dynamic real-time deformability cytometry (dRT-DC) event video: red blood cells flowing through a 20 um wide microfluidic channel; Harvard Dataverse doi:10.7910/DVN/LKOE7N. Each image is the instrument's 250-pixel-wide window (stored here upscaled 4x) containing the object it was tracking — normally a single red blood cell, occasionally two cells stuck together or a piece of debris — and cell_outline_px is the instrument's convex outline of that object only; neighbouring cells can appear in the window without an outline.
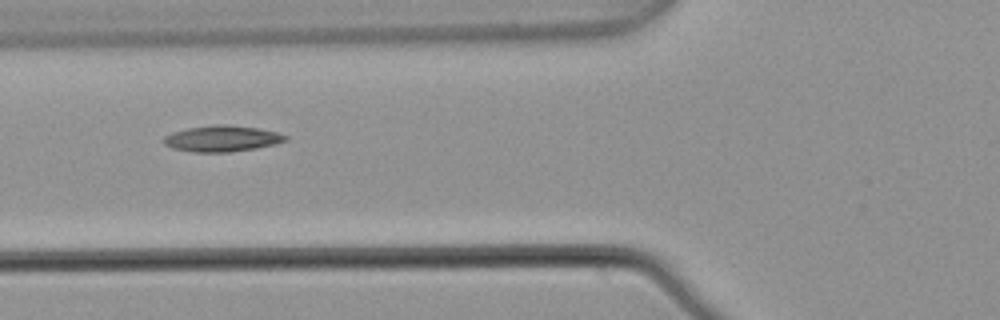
{"species": "common noctule bat (a hibernating species)", "species_latin": "Nyctalus noctula", "temperature_condition": "warm", "stored_images_in_passage": 4, "camera_frame_rate_fps": 3000, "um_per_image_px": 0.085, "animal": {"sex": "male", "body_mass_g": 21.5, "forearm_length_mm": 52.0}, "frame": {"image": 1, "passage_image": 2, "time_ms": 0.333, "image_size_px": [1000, 320], "cell_outline_px": [[288, 140], [276, 144], [256, 148], [228, 152], [196, 152], [172, 148], [164, 144], [160, 140], [164, 136], [172, 132], [188, 128], [212, 124], [224, 124], [260, 128], [276, 132], [288, 136]], "centroid_in_image_um": [18.86, 11.77], "position_along_channel_um": 106.9, "area_um2": 18.67}}
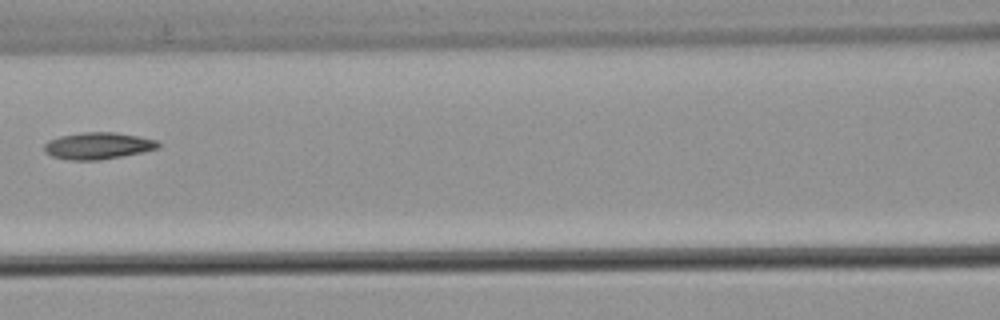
{"frame": {"image": 2, "passage_image": 3, "time_ms": 0.667, "image_size_px": [1000, 320], "cell_outline_px": [[160, 144], [156, 148], [140, 152], [120, 156], [96, 160], [68, 160], [52, 156], [44, 152], [44, 144], [48, 140], [60, 136], [80, 132], [116, 132], [140, 136], [156, 140]], "centroid_in_image_um": [8.27, 12.38], "position_along_channel_um": 158.3, "area_um2": 17.69}}